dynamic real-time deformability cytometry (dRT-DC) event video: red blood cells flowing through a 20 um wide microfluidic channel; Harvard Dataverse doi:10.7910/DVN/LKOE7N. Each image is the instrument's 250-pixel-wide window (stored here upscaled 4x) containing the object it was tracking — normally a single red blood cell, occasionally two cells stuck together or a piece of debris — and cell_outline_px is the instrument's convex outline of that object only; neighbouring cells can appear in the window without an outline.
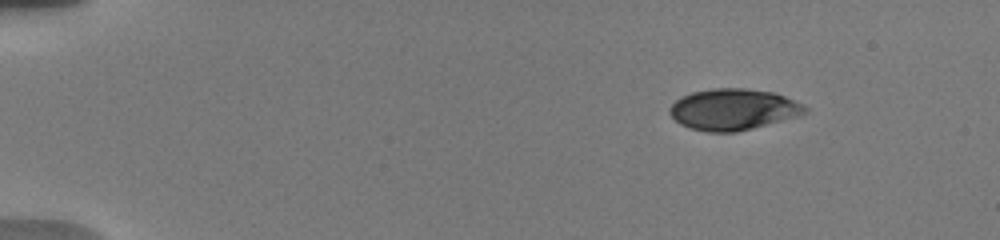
{"species": "human", "species_latin": "Homo sapiens", "temperature_condition": "warm", "stored_images_in_passage": 5, "camera_frame_rate_fps": 3000, "um_per_image_px": 0.085, "donor": {"sex": "male"}, "frame": {"image": 1, "passage_image": 1, "time_ms": 0.0, "image_size_px": [1000, 240], "cell_outline_px": [[808, 108], [804, 112], [796, 116], [752, 128], [736, 132], [708, 132], [688, 128], [680, 124], [668, 112], [672, 104], [680, 96], [692, 92], [712, 88], [744, 88], [772, 92], [784, 96]], "centroid_in_image_um": [62.25, 9.3], "position_along_channel_um": 22.8, "area_um2": 32.14}}
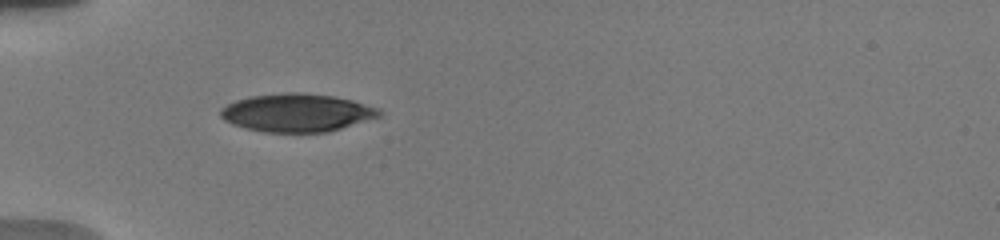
{"frame": {"image": 2, "passage_image": 4, "time_ms": 3.667, "image_size_px": [1000, 240], "cell_outline_px": [[384, 116], [328, 132], [264, 132], [244, 128], [232, 124], [224, 120], [220, 116], [220, 108], [236, 100], [252, 96], [284, 92], [308, 92], [332, 96], [352, 100], [380, 108]], "centroid_in_image_um": [25.27, 9.58], "position_along_channel_um": 59.7, "area_um2": 35.6}}